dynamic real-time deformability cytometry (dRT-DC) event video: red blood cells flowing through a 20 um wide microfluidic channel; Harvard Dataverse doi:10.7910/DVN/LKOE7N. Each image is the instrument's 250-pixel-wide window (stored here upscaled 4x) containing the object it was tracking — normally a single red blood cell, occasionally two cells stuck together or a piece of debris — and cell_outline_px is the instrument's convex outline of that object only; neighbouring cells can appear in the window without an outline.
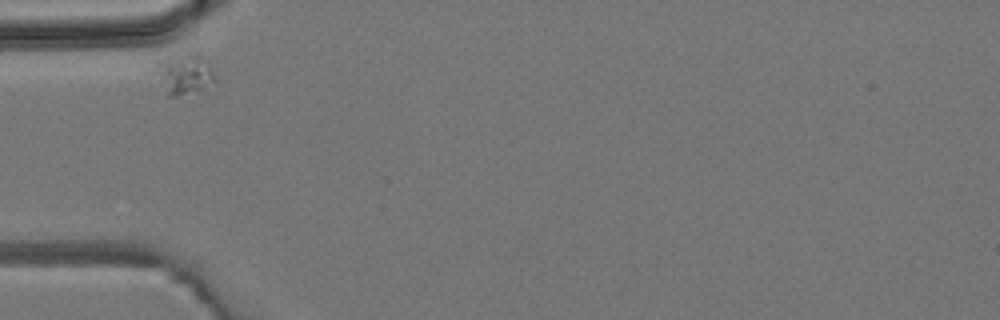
{"species": "common noctule bat (a hibernating species)", "species_latin": "Nyctalus noctula", "temperature_condition": "room temperature", "stored_images_in_passage": 7, "camera_frame_rate_fps": 3000, "um_per_image_px": 0.085, "animal": {"sex": "male", "body_mass_g": 19.2, "forearm_length_mm": 51.8}, "frame": {"image": 1, "passage_image": 1, "time_ms": 0.0, "image_size_px": [1000, 320], "cell_outline_px": [[212, 80], [204, 88], [176, 96], [168, 96], [152, 72], [160, 64], [188, 56], [200, 56], [212, 68]], "centroid_in_image_um": [15.61, 6.4], "position_along_channel_um": 69.4, "area_um2": 12.43}}